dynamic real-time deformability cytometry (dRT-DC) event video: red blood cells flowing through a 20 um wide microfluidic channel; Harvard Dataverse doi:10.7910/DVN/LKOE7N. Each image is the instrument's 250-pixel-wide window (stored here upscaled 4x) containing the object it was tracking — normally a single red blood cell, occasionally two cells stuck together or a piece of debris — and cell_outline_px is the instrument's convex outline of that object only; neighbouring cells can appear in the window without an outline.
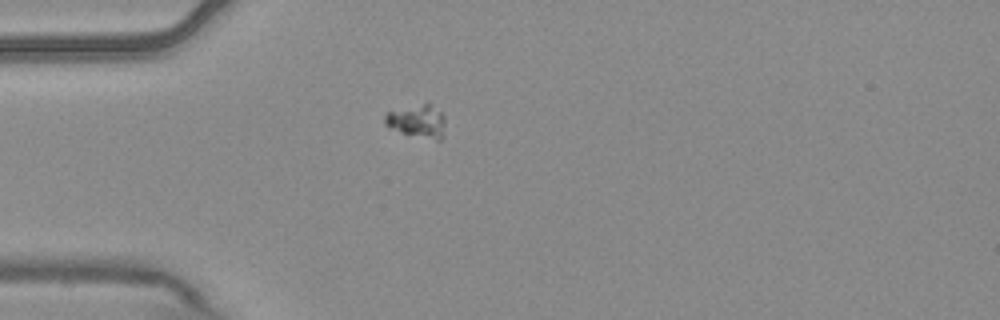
{"species": "common noctule bat (a hibernating species)", "species_latin": "Nyctalus noctula", "temperature_condition": "warm", "stored_images_in_passage": 4, "camera_frame_rate_fps": 3000, "um_per_image_px": 0.085, "animal": {"sex": "male", "body_mass_g": 20.4}, "frame": {"image": 1, "passage_image": 4, "time_ms": 1.0, "image_size_px": [1000, 320], "cell_outline_px": [[444, 136], [440, 140], [436, 140], [400, 132], [384, 124], [384, 116], [388, 112], [428, 100], [444, 112]], "centroid_in_image_um": [35.53, 10.24], "position_along_channel_um": 49.5, "area_um2": 12.02}}